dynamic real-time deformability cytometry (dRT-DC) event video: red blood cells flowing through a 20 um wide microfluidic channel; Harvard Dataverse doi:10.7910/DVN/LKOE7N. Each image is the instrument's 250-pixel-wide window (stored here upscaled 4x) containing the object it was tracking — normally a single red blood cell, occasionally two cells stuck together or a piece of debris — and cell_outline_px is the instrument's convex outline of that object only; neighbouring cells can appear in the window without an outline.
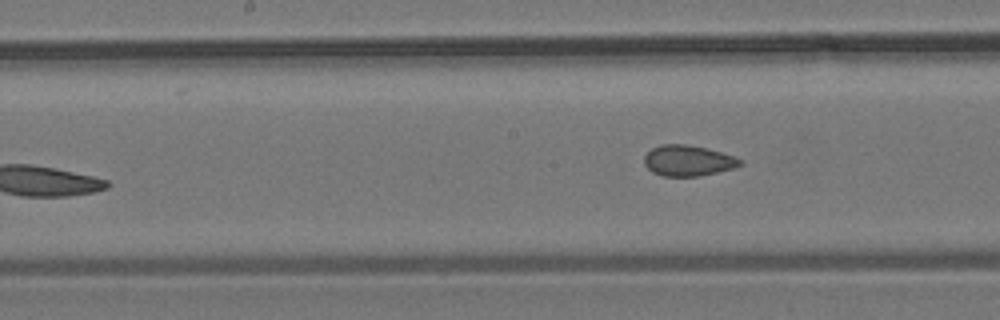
{"species": "common noctule bat (a hibernating species)", "species_latin": "Nyctalus noctula", "temperature_condition": "room temperature", "stored_images_in_passage": 8, "camera_frame_rate_fps": 3000, "um_per_image_px": 0.085, "animal": {"sex": "male", "body_mass_g": 19.2, "forearm_length_mm": 51.8}, "frame": {"image": 1, "passage_image": 8, "time_ms": 8.333, "image_size_px": [1000, 320], "cell_outline_px": [[744, 164], [732, 168], [700, 176], [664, 176], [652, 172], [644, 164], [644, 156], [652, 148], [660, 144], [684, 144], [708, 148], [744, 160]], "centroid_in_image_um": [58.47, 13.65], "position_along_channel_um": 189.7, "area_um2": 17.17}}